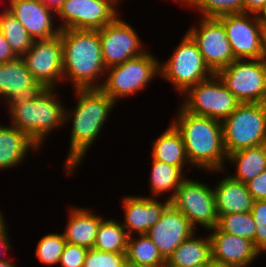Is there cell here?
<instances>
[{"label":"cell","mask_w":266,"mask_h":267,"mask_svg":"<svg viewBox=\"0 0 266 267\" xmlns=\"http://www.w3.org/2000/svg\"><path fill=\"white\" fill-rule=\"evenodd\" d=\"M76 105L70 110L65 107L64 126L71 125L69 150L63 169L68 177L84 163L85 156L101 135L116 102L101 89H72ZM78 167V168H77ZM75 171V172H74Z\"/></svg>","instance_id":"obj_1"},{"label":"cell","mask_w":266,"mask_h":267,"mask_svg":"<svg viewBox=\"0 0 266 267\" xmlns=\"http://www.w3.org/2000/svg\"><path fill=\"white\" fill-rule=\"evenodd\" d=\"M171 123L182 136L191 169L210 172L226 169L227 153L222 122L185 111L180 105Z\"/></svg>","instance_id":"obj_2"},{"label":"cell","mask_w":266,"mask_h":267,"mask_svg":"<svg viewBox=\"0 0 266 267\" xmlns=\"http://www.w3.org/2000/svg\"><path fill=\"white\" fill-rule=\"evenodd\" d=\"M60 35L63 82L70 81L73 89H100L106 67L98 30L64 29Z\"/></svg>","instance_id":"obj_3"},{"label":"cell","mask_w":266,"mask_h":267,"mask_svg":"<svg viewBox=\"0 0 266 267\" xmlns=\"http://www.w3.org/2000/svg\"><path fill=\"white\" fill-rule=\"evenodd\" d=\"M58 88H44L33 101L13 106L8 124L25 132L41 149L52 132L64 126L65 103ZM43 145V146H42Z\"/></svg>","instance_id":"obj_4"},{"label":"cell","mask_w":266,"mask_h":267,"mask_svg":"<svg viewBox=\"0 0 266 267\" xmlns=\"http://www.w3.org/2000/svg\"><path fill=\"white\" fill-rule=\"evenodd\" d=\"M159 63V59L147 48L143 54L107 68L100 89L116 103L120 102V99L135 96L145 90L154 78L159 79Z\"/></svg>","instance_id":"obj_5"},{"label":"cell","mask_w":266,"mask_h":267,"mask_svg":"<svg viewBox=\"0 0 266 267\" xmlns=\"http://www.w3.org/2000/svg\"><path fill=\"white\" fill-rule=\"evenodd\" d=\"M167 60L159 63L160 79L171 83L182 95L189 87L210 78L215 73L208 67L196 42L185 32Z\"/></svg>","instance_id":"obj_6"},{"label":"cell","mask_w":266,"mask_h":267,"mask_svg":"<svg viewBox=\"0 0 266 267\" xmlns=\"http://www.w3.org/2000/svg\"><path fill=\"white\" fill-rule=\"evenodd\" d=\"M228 154L266 144V103H241L222 121Z\"/></svg>","instance_id":"obj_7"},{"label":"cell","mask_w":266,"mask_h":267,"mask_svg":"<svg viewBox=\"0 0 266 267\" xmlns=\"http://www.w3.org/2000/svg\"><path fill=\"white\" fill-rule=\"evenodd\" d=\"M180 106L190 114L223 121L241 104L217 74L189 87Z\"/></svg>","instance_id":"obj_8"},{"label":"cell","mask_w":266,"mask_h":267,"mask_svg":"<svg viewBox=\"0 0 266 267\" xmlns=\"http://www.w3.org/2000/svg\"><path fill=\"white\" fill-rule=\"evenodd\" d=\"M170 203L184 214L196 231L199 226L205 231L217 226L218 214L213 187L207 182L186 178Z\"/></svg>","instance_id":"obj_9"},{"label":"cell","mask_w":266,"mask_h":267,"mask_svg":"<svg viewBox=\"0 0 266 267\" xmlns=\"http://www.w3.org/2000/svg\"><path fill=\"white\" fill-rule=\"evenodd\" d=\"M216 74L241 103H266V58L234 60Z\"/></svg>","instance_id":"obj_10"},{"label":"cell","mask_w":266,"mask_h":267,"mask_svg":"<svg viewBox=\"0 0 266 267\" xmlns=\"http://www.w3.org/2000/svg\"><path fill=\"white\" fill-rule=\"evenodd\" d=\"M120 14L111 0H66L56 13V20L61 30H100Z\"/></svg>","instance_id":"obj_11"},{"label":"cell","mask_w":266,"mask_h":267,"mask_svg":"<svg viewBox=\"0 0 266 267\" xmlns=\"http://www.w3.org/2000/svg\"><path fill=\"white\" fill-rule=\"evenodd\" d=\"M199 18L186 32L196 42L208 67L216 74L236 59L223 23L218 18Z\"/></svg>","instance_id":"obj_12"},{"label":"cell","mask_w":266,"mask_h":267,"mask_svg":"<svg viewBox=\"0 0 266 267\" xmlns=\"http://www.w3.org/2000/svg\"><path fill=\"white\" fill-rule=\"evenodd\" d=\"M33 78L45 88H58L63 83L61 35L34 40L22 56Z\"/></svg>","instance_id":"obj_13"},{"label":"cell","mask_w":266,"mask_h":267,"mask_svg":"<svg viewBox=\"0 0 266 267\" xmlns=\"http://www.w3.org/2000/svg\"><path fill=\"white\" fill-rule=\"evenodd\" d=\"M102 58L106 69L122 64L126 60L143 54L148 47L138 35L137 30L120 16L100 30Z\"/></svg>","instance_id":"obj_14"},{"label":"cell","mask_w":266,"mask_h":267,"mask_svg":"<svg viewBox=\"0 0 266 267\" xmlns=\"http://www.w3.org/2000/svg\"><path fill=\"white\" fill-rule=\"evenodd\" d=\"M218 19L223 23L236 60L264 58L260 22L256 14H228Z\"/></svg>","instance_id":"obj_15"},{"label":"cell","mask_w":266,"mask_h":267,"mask_svg":"<svg viewBox=\"0 0 266 267\" xmlns=\"http://www.w3.org/2000/svg\"><path fill=\"white\" fill-rule=\"evenodd\" d=\"M44 88L33 78L22 57L0 64V100L7 112L15 105L33 101Z\"/></svg>","instance_id":"obj_16"},{"label":"cell","mask_w":266,"mask_h":267,"mask_svg":"<svg viewBox=\"0 0 266 267\" xmlns=\"http://www.w3.org/2000/svg\"><path fill=\"white\" fill-rule=\"evenodd\" d=\"M6 9L26 28L33 40L49 39L60 34L56 12L40 0H8ZM56 23V24H55Z\"/></svg>","instance_id":"obj_17"},{"label":"cell","mask_w":266,"mask_h":267,"mask_svg":"<svg viewBox=\"0 0 266 267\" xmlns=\"http://www.w3.org/2000/svg\"><path fill=\"white\" fill-rule=\"evenodd\" d=\"M195 232L184 214L170 203L160 220L148 230L147 235L167 262L173 251Z\"/></svg>","instance_id":"obj_18"},{"label":"cell","mask_w":266,"mask_h":267,"mask_svg":"<svg viewBox=\"0 0 266 267\" xmlns=\"http://www.w3.org/2000/svg\"><path fill=\"white\" fill-rule=\"evenodd\" d=\"M121 198L124 213V221L122 220L121 224L128 236L147 234L170 204V200L165 196L164 201L145 195H123Z\"/></svg>","instance_id":"obj_19"},{"label":"cell","mask_w":266,"mask_h":267,"mask_svg":"<svg viewBox=\"0 0 266 267\" xmlns=\"http://www.w3.org/2000/svg\"><path fill=\"white\" fill-rule=\"evenodd\" d=\"M212 261L235 267H249L261 254L255 249L253 242L220 231L217 227L210 229Z\"/></svg>","instance_id":"obj_20"},{"label":"cell","mask_w":266,"mask_h":267,"mask_svg":"<svg viewBox=\"0 0 266 267\" xmlns=\"http://www.w3.org/2000/svg\"><path fill=\"white\" fill-rule=\"evenodd\" d=\"M225 170V171H224ZM227 169L210 171L209 173L224 174L223 178L217 180L213 186L216 210L218 215L251 212L253 205L252 195L249 193L246 184L225 175Z\"/></svg>","instance_id":"obj_21"},{"label":"cell","mask_w":266,"mask_h":267,"mask_svg":"<svg viewBox=\"0 0 266 267\" xmlns=\"http://www.w3.org/2000/svg\"><path fill=\"white\" fill-rule=\"evenodd\" d=\"M68 218L62 231L66 243L79 245L91 249L94 247L97 231L104 217L90 207L70 206L67 210ZM97 215H96V214Z\"/></svg>","instance_id":"obj_22"},{"label":"cell","mask_w":266,"mask_h":267,"mask_svg":"<svg viewBox=\"0 0 266 267\" xmlns=\"http://www.w3.org/2000/svg\"><path fill=\"white\" fill-rule=\"evenodd\" d=\"M30 151L35 154L40 147L25 132L0 123V170L23 165Z\"/></svg>","instance_id":"obj_23"},{"label":"cell","mask_w":266,"mask_h":267,"mask_svg":"<svg viewBox=\"0 0 266 267\" xmlns=\"http://www.w3.org/2000/svg\"><path fill=\"white\" fill-rule=\"evenodd\" d=\"M193 233L172 253L165 267H207L212 261L211 241L206 236Z\"/></svg>","instance_id":"obj_24"},{"label":"cell","mask_w":266,"mask_h":267,"mask_svg":"<svg viewBox=\"0 0 266 267\" xmlns=\"http://www.w3.org/2000/svg\"><path fill=\"white\" fill-rule=\"evenodd\" d=\"M151 159L180 167L185 173L190 165L181 134L170 122L168 128L152 141ZM185 168V169H184Z\"/></svg>","instance_id":"obj_25"},{"label":"cell","mask_w":266,"mask_h":267,"mask_svg":"<svg viewBox=\"0 0 266 267\" xmlns=\"http://www.w3.org/2000/svg\"><path fill=\"white\" fill-rule=\"evenodd\" d=\"M228 163L235 168L228 175L246 184L266 169V144L232 152L227 155Z\"/></svg>","instance_id":"obj_26"},{"label":"cell","mask_w":266,"mask_h":267,"mask_svg":"<svg viewBox=\"0 0 266 267\" xmlns=\"http://www.w3.org/2000/svg\"><path fill=\"white\" fill-rule=\"evenodd\" d=\"M151 168L149 175L150 195L148 197L162 198L165 194L168 200L175 195L176 190L181 183L187 178L188 174L180 168L158 160H151ZM171 193V194H170ZM161 197V198H160Z\"/></svg>","instance_id":"obj_27"},{"label":"cell","mask_w":266,"mask_h":267,"mask_svg":"<svg viewBox=\"0 0 266 267\" xmlns=\"http://www.w3.org/2000/svg\"><path fill=\"white\" fill-rule=\"evenodd\" d=\"M128 237L126 262L134 266L165 267L166 261L147 234Z\"/></svg>","instance_id":"obj_28"},{"label":"cell","mask_w":266,"mask_h":267,"mask_svg":"<svg viewBox=\"0 0 266 267\" xmlns=\"http://www.w3.org/2000/svg\"><path fill=\"white\" fill-rule=\"evenodd\" d=\"M104 218L98 228L93 248L110 253H126L128 234L121 221Z\"/></svg>","instance_id":"obj_29"},{"label":"cell","mask_w":266,"mask_h":267,"mask_svg":"<svg viewBox=\"0 0 266 267\" xmlns=\"http://www.w3.org/2000/svg\"><path fill=\"white\" fill-rule=\"evenodd\" d=\"M0 31L18 57H22L33 44L26 28L6 8L0 11Z\"/></svg>","instance_id":"obj_30"},{"label":"cell","mask_w":266,"mask_h":267,"mask_svg":"<svg viewBox=\"0 0 266 267\" xmlns=\"http://www.w3.org/2000/svg\"><path fill=\"white\" fill-rule=\"evenodd\" d=\"M193 8L201 17L219 18L223 15L245 13L244 0H173V3ZM198 11V12H197Z\"/></svg>","instance_id":"obj_31"},{"label":"cell","mask_w":266,"mask_h":267,"mask_svg":"<svg viewBox=\"0 0 266 267\" xmlns=\"http://www.w3.org/2000/svg\"><path fill=\"white\" fill-rule=\"evenodd\" d=\"M216 227L222 232L246 238L254 245L256 224L251 212L218 215Z\"/></svg>","instance_id":"obj_32"},{"label":"cell","mask_w":266,"mask_h":267,"mask_svg":"<svg viewBox=\"0 0 266 267\" xmlns=\"http://www.w3.org/2000/svg\"><path fill=\"white\" fill-rule=\"evenodd\" d=\"M66 244L63 233H46L37 243L35 257L49 267L58 265Z\"/></svg>","instance_id":"obj_33"},{"label":"cell","mask_w":266,"mask_h":267,"mask_svg":"<svg viewBox=\"0 0 266 267\" xmlns=\"http://www.w3.org/2000/svg\"><path fill=\"white\" fill-rule=\"evenodd\" d=\"M126 263V253H110L91 248L83 267H124Z\"/></svg>","instance_id":"obj_34"},{"label":"cell","mask_w":266,"mask_h":267,"mask_svg":"<svg viewBox=\"0 0 266 267\" xmlns=\"http://www.w3.org/2000/svg\"><path fill=\"white\" fill-rule=\"evenodd\" d=\"M251 214L256 224L254 247L260 254H266V200L254 201Z\"/></svg>","instance_id":"obj_35"},{"label":"cell","mask_w":266,"mask_h":267,"mask_svg":"<svg viewBox=\"0 0 266 267\" xmlns=\"http://www.w3.org/2000/svg\"><path fill=\"white\" fill-rule=\"evenodd\" d=\"M88 248L66 243L60 256V267H83Z\"/></svg>","instance_id":"obj_36"},{"label":"cell","mask_w":266,"mask_h":267,"mask_svg":"<svg viewBox=\"0 0 266 267\" xmlns=\"http://www.w3.org/2000/svg\"><path fill=\"white\" fill-rule=\"evenodd\" d=\"M246 186L254 201L266 200V169Z\"/></svg>","instance_id":"obj_37"},{"label":"cell","mask_w":266,"mask_h":267,"mask_svg":"<svg viewBox=\"0 0 266 267\" xmlns=\"http://www.w3.org/2000/svg\"><path fill=\"white\" fill-rule=\"evenodd\" d=\"M8 228V226H0V260L9 258L8 253L13 249Z\"/></svg>","instance_id":"obj_38"},{"label":"cell","mask_w":266,"mask_h":267,"mask_svg":"<svg viewBox=\"0 0 266 267\" xmlns=\"http://www.w3.org/2000/svg\"><path fill=\"white\" fill-rule=\"evenodd\" d=\"M17 57L0 31V64L12 61Z\"/></svg>","instance_id":"obj_39"},{"label":"cell","mask_w":266,"mask_h":267,"mask_svg":"<svg viewBox=\"0 0 266 267\" xmlns=\"http://www.w3.org/2000/svg\"><path fill=\"white\" fill-rule=\"evenodd\" d=\"M265 2L266 0H244L245 12L256 14Z\"/></svg>","instance_id":"obj_40"},{"label":"cell","mask_w":266,"mask_h":267,"mask_svg":"<svg viewBox=\"0 0 266 267\" xmlns=\"http://www.w3.org/2000/svg\"><path fill=\"white\" fill-rule=\"evenodd\" d=\"M45 6L52 9L56 13L62 7L66 0H40Z\"/></svg>","instance_id":"obj_41"},{"label":"cell","mask_w":266,"mask_h":267,"mask_svg":"<svg viewBox=\"0 0 266 267\" xmlns=\"http://www.w3.org/2000/svg\"><path fill=\"white\" fill-rule=\"evenodd\" d=\"M264 58H266V23H260Z\"/></svg>","instance_id":"obj_42"},{"label":"cell","mask_w":266,"mask_h":267,"mask_svg":"<svg viewBox=\"0 0 266 267\" xmlns=\"http://www.w3.org/2000/svg\"><path fill=\"white\" fill-rule=\"evenodd\" d=\"M256 17L258 18L260 23H266V2L256 13Z\"/></svg>","instance_id":"obj_43"},{"label":"cell","mask_w":266,"mask_h":267,"mask_svg":"<svg viewBox=\"0 0 266 267\" xmlns=\"http://www.w3.org/2000/svg\"><path fill=\"white\" fill-rule=\"evenodd\" d=\"M0 267H17V264L13 262L12 258H6L0 260Z\"/></svg>","instance_id":"obj_44"},{"label":"cell","mask_w":266,"mask_h":267,"mask_svg":"<svg viewBox=\"0 0 266 267\" xmlns=\"http://www.w3.org/2000/svg\"><path fill=\"white\" fill-rule=\"evenodd\" d=\"M207 267H235V266L226 265V264H220V263L211 261L210 264Z\"/></svg>","instance_id":"obj_45"},{"label":"cell","mask_w":266,"mask_h":267,"mask_svg":"<svg viewBox=\"0 0 266 267\" xmlns=\"http://www.w3.org/2000/svg\"><path fill=\"white\" fill-rule=\"evenodd\" d=\"M112 2H114L118 7L119 5L123 2H125L124 0H111Z\"/></svg>","instance_id":"obj_46"},{"label":"cell","mask_w":266,"mask_h":267,"mask_svg":"<svg viewBox=\"0 0 266 267\" xmlns=\"http://www.w3.org/2000/svg\"><path fill=\"white\" fill-rule=\"evenodd\" d=\"M124 267H142V266H134V265L126 263V265Z\"/></svg>","instance_id":"obj_47"}]
</instances>
